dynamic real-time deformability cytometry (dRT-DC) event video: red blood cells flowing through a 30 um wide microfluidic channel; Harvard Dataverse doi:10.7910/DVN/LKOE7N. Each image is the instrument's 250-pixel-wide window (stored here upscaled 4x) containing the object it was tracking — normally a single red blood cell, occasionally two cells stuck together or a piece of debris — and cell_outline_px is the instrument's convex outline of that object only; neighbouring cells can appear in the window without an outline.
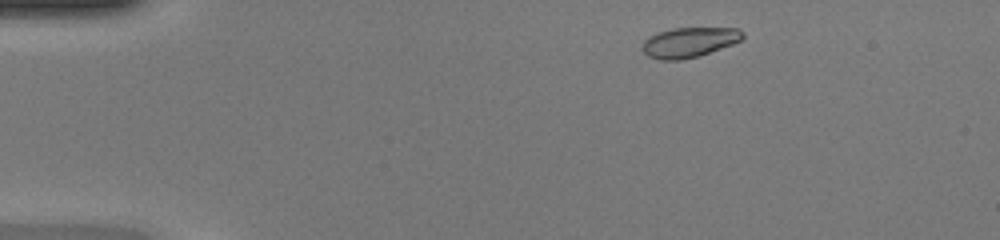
{"species": "common noctule bat (a hibernating species)", "species_latin": "Nyctalus noctula", "temperature_condition": "warm", "stored_images_in_passage": 44, "camera_frame_rate_fps": 3000, "um_per_image_px": 0.085, "animal": {"sex": "female", "body_mass_g": 20.0, "forearm_length_mm": 54.0}, "frame": {"image": 1, "passage_image": 3, "time_ms": 0.667, "image_size_px": [1000, 240], "cell_outline_px": [[744, 36], [740, 40], [732, 44], [696, 56], [680, 60], [660, 60], [648, 56], [644, 52], [644, 40], [648, 36], [656, 32], [672, 28], [736, 28], [744, 32]], "centroid_in_image_um": [58.55, 3.58], "position_along_channel_um": 26.4, "area_um2": 17.28}}
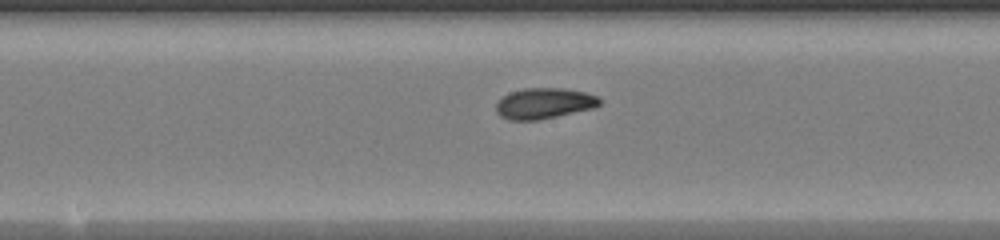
{"frame": {"image": 2, "passage_image": 21, "time_ms": 6.667, "image_size_px": [1000, 240], "cell_outline_px": [[600, 104], [596, 108], [536, 120], [508, 120], [500, 116], [496, 112], [496, 104], [508, 92], [524, 88], [564, 88], [584, 92], [596, 96], [600, 100]], "centroid_in_image_um": [46.23, 8.78], "position_along_channel_um": 202.0, "area_um2": 18.55}}
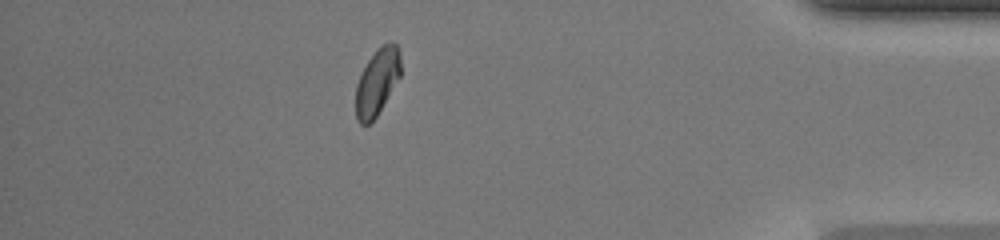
{"frame": {"image": 3, "passage_image": 38, "time_ms": 12.333, "image_size_px": [1000, 240], "cell_outline_px": [[400, 76], [376, 116], [368, 124], [360, 124], [356, 120], [356, 84], [368, 60], [380, 44], [396, 44], [400, 52]], "centroid_in_image_um": [32.04, 6.96], "position_along_channel_um": 403.2, "area_um2": 17.05}, "authors_computed_cell_mechanics": {"area_um2": 17.9469, "velocity_mm_per_s": 4.26, "shape_relaxation_time_tau1_ms": 4.5865, "shape_relaxation_time_tau2_ms": 2.2965, "deformation_change_tau1": 0.1512, "deformation_change_tau2": 0.0531}}